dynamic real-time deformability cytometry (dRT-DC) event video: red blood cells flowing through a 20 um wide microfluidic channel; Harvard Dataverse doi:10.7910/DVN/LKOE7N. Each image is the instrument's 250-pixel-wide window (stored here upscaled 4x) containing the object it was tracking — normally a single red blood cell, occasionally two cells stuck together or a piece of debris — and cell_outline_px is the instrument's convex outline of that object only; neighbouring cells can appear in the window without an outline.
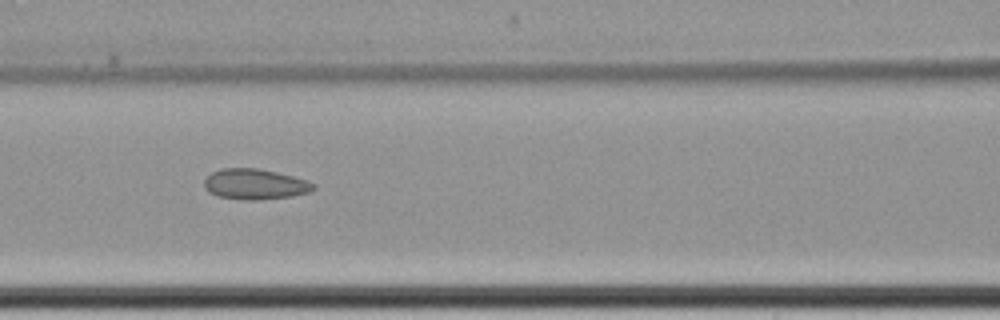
{"species": "common noctule bat (a hibernating species)", "species_latin": "Nyctalus noctula", "temperature_condition": "cold", "stored_images_in_passage": 10, "camera_frame_rate_fps": 3000, "um_per_image_px": 0.085, "animal": {"sex": "female", "body_mass_g": 22.7, "forearm_length_mm": 54.2}, "frame": {"image": 1, "passage_image": 9, "time_ms": 9.667, "image_size_px": [1000, 320], "cell_outline_px": [[316, 188], [308, 192], [292, 196], [260, 200], [240, 200], [220, 196], [208, 192], [204, 188], [204, 180], [212, 172], [224, 168], [256, 168], [276, 172], [308, 180], [316, 184]], "centroid_in_image_um": [21.68, 15.66], "position_along_channel_um": 144.9, "area_um2": 19.48}}
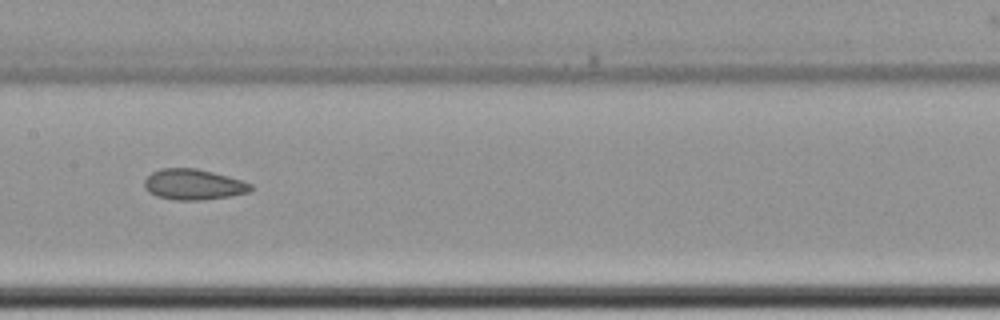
{"frame": {"image": 2, "passage_image": 10, "time_ms": 11.0, "image_size_px": [1000, 320], "cell_outline_px": [[252, 188], [248, 192], [232, 196], [200, 200], [176, 200], [156, 196], [148, 192], [144, 188], [144, 180], [152, 172], [160, 168], [196, 168], [244, 180], [252, 184]], "centroid_in_image_um": [16.44, 15.68], "position_along_channel_um": 191.0, "area_um2": 19.13}}